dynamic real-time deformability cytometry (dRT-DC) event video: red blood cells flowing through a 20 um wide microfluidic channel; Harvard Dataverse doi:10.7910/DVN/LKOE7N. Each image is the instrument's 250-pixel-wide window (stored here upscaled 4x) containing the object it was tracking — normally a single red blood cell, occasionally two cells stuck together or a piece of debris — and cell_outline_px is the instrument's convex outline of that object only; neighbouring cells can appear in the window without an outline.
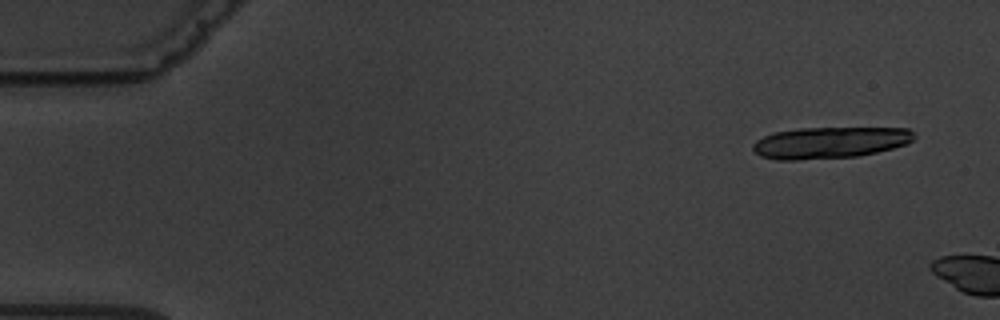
{"species": "common noctule bat (a hibernating species)", "species_latin": "Nyctalus noctula", "temperature_condition": "warm", "stored_images_in_passage": 3, "camera_frame_rate_fps": 3000, "um_per_image_px": 0.085, "animal": {"sex": "male", "body_mass_g": 19.5, "forearm_length_mm": 54.6}, "frame": {"image": 1, "passage_image": 1, "time_ms": 0.0, "image_size_px": [1000, 320], "cell_outline_px": [[916, 136], [912, 140], [904, 144], [892, 148], [860, 156], [800, 160], [776, 160], [760, 156], [752, 148], [752, 144], [756, 140], [772, 132], [796, 128], [908, 128]], "centroid_in_image_um": [70.48, 12.12], "position_along_channel_um": 14.5, "area_um2": 29.71}}